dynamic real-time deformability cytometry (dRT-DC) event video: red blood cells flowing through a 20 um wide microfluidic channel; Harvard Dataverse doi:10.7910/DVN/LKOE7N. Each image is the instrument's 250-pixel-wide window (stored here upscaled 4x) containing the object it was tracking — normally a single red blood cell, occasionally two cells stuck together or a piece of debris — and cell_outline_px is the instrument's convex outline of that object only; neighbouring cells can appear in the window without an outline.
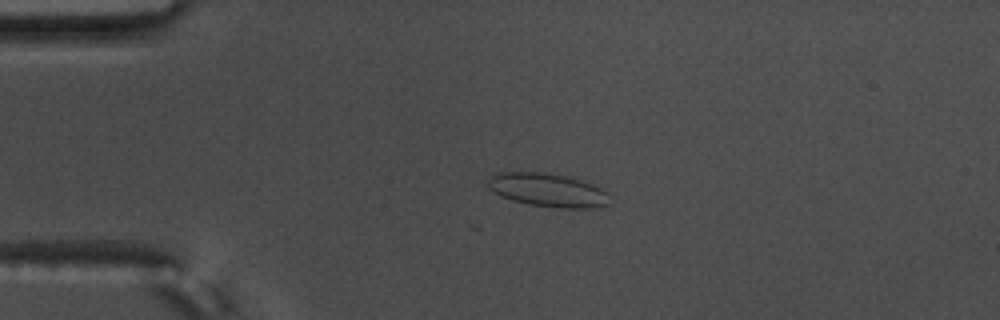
{"species": "common noctule bat (a hibernating species)", "species_latin": "Nyctalus noctula", "temperature_condition": "warm", "stored_images_in_passage": 5, "camera_frame_rate_fps": 3000, "um_per_image_px": 0.085, "animal": {"sex": "male", "body_mass_g": 17.5, "forearm_length_mm": 52.3}, "frame": {"image": 1, "passage_image": 1, "time_ms": 0.0, "image_size_px": [1000, 320], "cell_outline_px": [[612, 204], [592, 208], [560, 208], [528, 204], [512, 200], [500, 196], [488, 188], [484, 184], [496, 172], [544, 172], [564, 176], [580, 180], [592, 184], [600, 188], [604, 192]], "centroid_in_image_um": [46.51, 16.16], "position_along_channel_um": 38.5, "area_um2": 23.76}}